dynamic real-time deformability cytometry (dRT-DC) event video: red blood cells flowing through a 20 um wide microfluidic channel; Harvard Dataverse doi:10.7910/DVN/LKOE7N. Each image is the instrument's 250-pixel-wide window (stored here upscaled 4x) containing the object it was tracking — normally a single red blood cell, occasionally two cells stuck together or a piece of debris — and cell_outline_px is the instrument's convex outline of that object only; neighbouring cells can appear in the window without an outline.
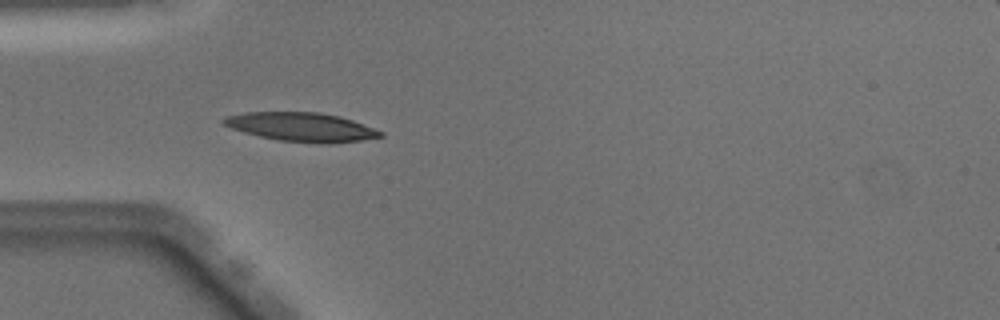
{"species": "Egyptian fruit bat (a non-hibernating species)", "species_latin": "Rousettus aegyptiacus", "temperature_condition": "warm", "stored_images_in_passage": 39, "camera_frame_rate_fps": 3000, "um_per_image_px": 0.085, "animal": {"sex": "male"}, "frame": {"image": 1, "passage_image": 7, "time_ms": 2.0, "image_size_px": [1000, 320], "cell_outline_px": [[384, 136], [360, 140], [332, 144], [320, 144], [280, 140], [260, 136], [244, 132], [232, 128], [224, 124], [220, 120], [228, 116], [248, 112], [320, 112], [340, 116], [352, 120], [384, 132]], "centroid_in_image_um": [25.66, 10.8], "position_along_channel_um": 59.3, "area_um2": 26.3}}
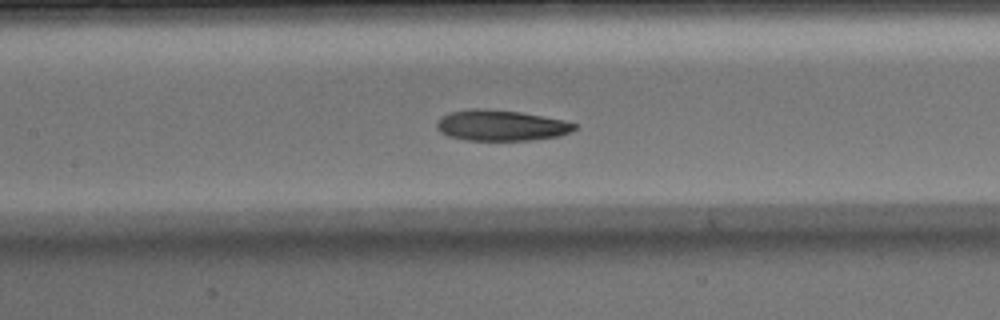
{"frame": {"image": 2, "passage_image": 15, "time_ms": 4.667, "image_size_px": [1000, 320], "cell_outline_px": [[576, 128], [568, 132], [556, 136], [532, 140], [468, 140], [448, 136], [440, 132], [436, 128], [436, 120], [440, 116], [448, 112], [472, 108], [484, 108], [520, 112], [564, 120], [576, 124]], "centroid_in_image_um": [42.5, 10.65], "position_along_channel_um": 164.9, "area_um2": 24.74}}
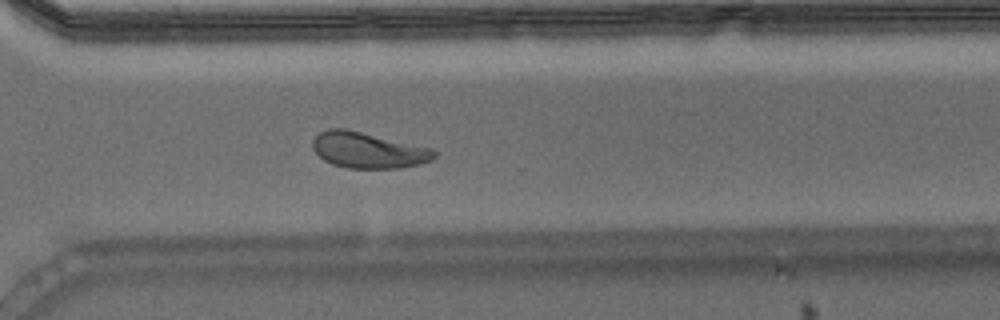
{"frame": {"image": 3, "passage_image": 28, "time_ms": 9.0, "image_size_px": [1000, 320], "cell_outline_px": [[436, 156], [432, 160], [424, 164], [400, 168], [348, 168], [332, 164], [324, 160], [312, 148], [312, 140], [320, 132], [328, 128], [344, 128], [432, 148], [436, 152]], "centroid_in_image_um": [31.31, 12.77], "position_along_channel_um": 339.3, "area_um2": 25.49}, "authors_computed_cell_mechanics": {"area_um2": 24.7384, "velocity_mm_per_s": 4.0376, "shape_relaxation_time_tau1_ms": 4.0083, "shape_relaxation_time_tau2_ms": 2.865, "deformation_change_tau1": 0.1452, "deformation_change_tau2": 0.0954}}